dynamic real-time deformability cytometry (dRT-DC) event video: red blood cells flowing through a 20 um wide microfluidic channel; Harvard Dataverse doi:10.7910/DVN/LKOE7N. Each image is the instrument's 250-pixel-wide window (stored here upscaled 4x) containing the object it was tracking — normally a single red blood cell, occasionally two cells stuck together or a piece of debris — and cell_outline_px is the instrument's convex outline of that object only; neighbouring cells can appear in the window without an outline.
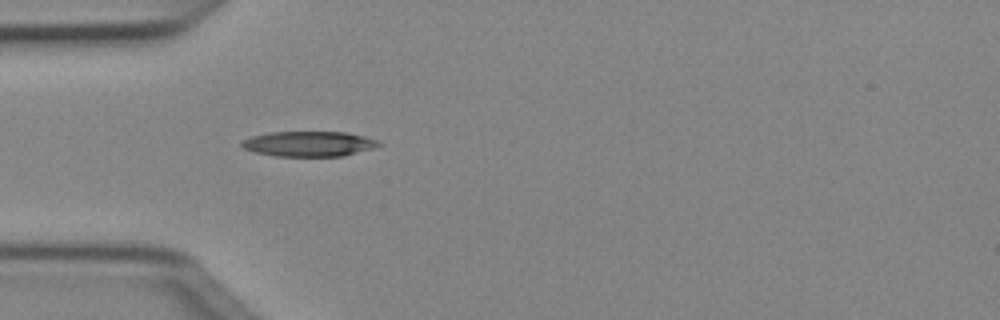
{"species": "Egyptian fruit bat (a non-hibernating species)", "species_latin": "Rousettus aegyptiacus", "temperature_condition": "cold", "stored_images_in_passage": 36, "camera_frame_rate_fps": 3000, "um_per_image_px": 0.085, "animal": {"sex": "female"}, "frame": {"image": 1, "passage_image": 1, "time_ms": 0.0, "image_size_px": [1000, 320], "cell_outline_px": [[384, 144], [376, 148], [344, 156], [276, 156], [252, 152], [244, 148], [240, 144], [244, 140], [252, 136], [268, 132], [344, 132], [364, 136], [380, 140]], "centroid_in_image_um": [26.32, 12.23], "position_along_channel_um": 58.7, "area_um2": 20.35}}
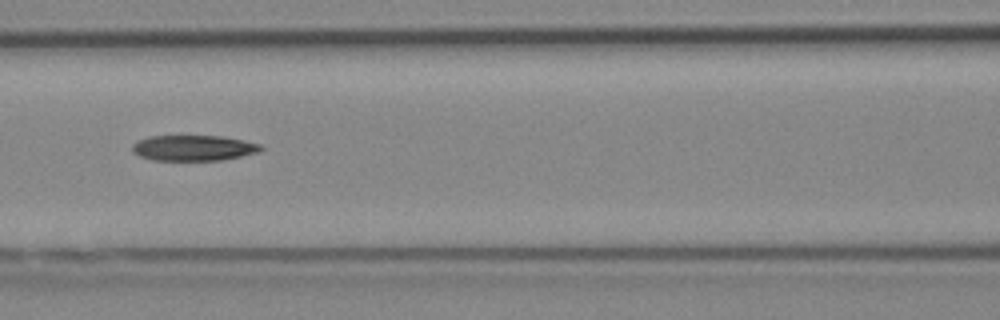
{"frame": {"image": 2, "passage_image": 8, "time_ms": 2.333, "image_size_px": [1000, 320], "cell_outline_px": [[264, 148], [260, 152], [220, 160], [152, 160], [140, 156], [132, 152], [132, 144], [148, 136], [224, 136], [244, 140], [260, 144]], "centroid_in_image_um": [16.46, 12.57], "position_along_channel_um": 150.1, "area_um2": 19.19}}
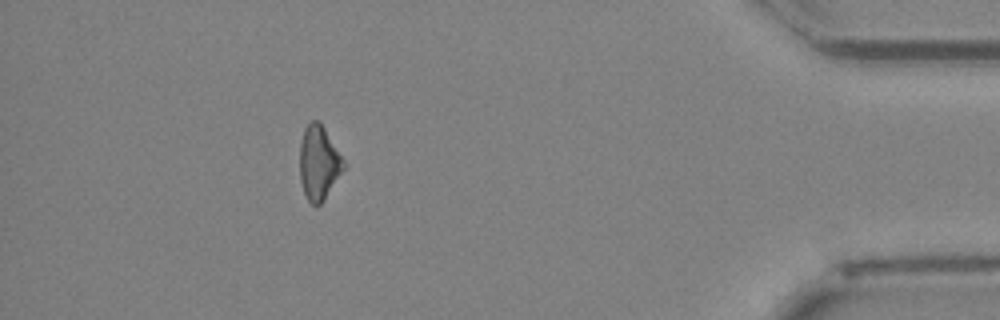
{"frame": {"image": 3, "passage_image": 31, "time_ms": 10.0, "image_size_px": [1000, 320], "cell_outline_px": [[344, 168], [324, 200], [316, 208], [308, 200], [304, 192], [300, 180], [300, 144], [304, 128], [312, 120], [320, 120], [344, 160]], "centroid_in_image_um": [27.08, 13.82], "position_along_channel_um": 408.1, "area_um2": 18.9}, "authors_computed_cell_mechanics": {"area_um2": 19.7965, "velocity_mm_per_s": 4.0604, "shape_relaxation_time_tau1_ms": 4.1974, "shape_relaxation_time_tau2_ms": null, "deformation_change_tau1": 0.1183, "deformation_change_tau2": null}}